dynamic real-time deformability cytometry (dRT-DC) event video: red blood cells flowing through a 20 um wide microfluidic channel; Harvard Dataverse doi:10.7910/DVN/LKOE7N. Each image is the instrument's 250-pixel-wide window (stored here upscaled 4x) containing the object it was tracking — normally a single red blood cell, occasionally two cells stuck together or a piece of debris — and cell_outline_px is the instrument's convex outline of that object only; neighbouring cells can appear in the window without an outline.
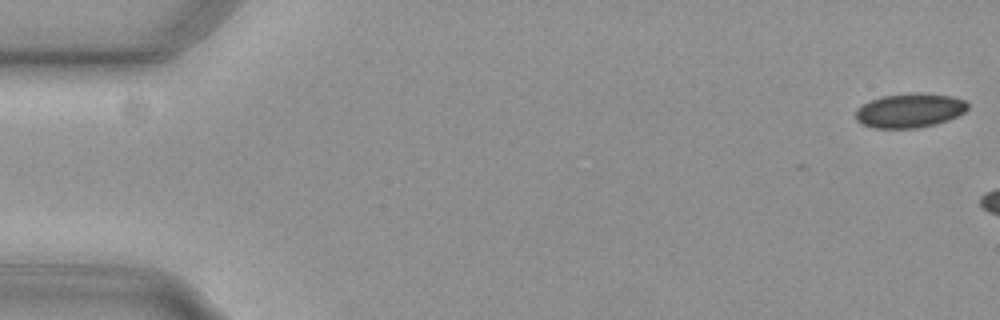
{"species": "common noctule bat (a hibernating species)", "species_latin": "Nyctalus noctula", "temperature_condition": "cold", "stored_images_in_passage": 7, "camera_frame_rate_fps": 3000, "um_per_image_px": 0.085, "animal": {"sex": "female", "body_mass_g": 29.2, "forearm_length_mm": 56.3}, "frame": {"image": 1, "passage_image": 1, "time_ms": 0.0, "image_size_px": [1000, 320], "cell_outline_px": [[968, 108], [964, 112], [948, 120], [936, 124], [916, 128], [876, 128], [860, 124], [856, 120], [856, 108], [872, 100], [884, 96], [952, 96], [964, 100], [968, 104]], "centroid_in_image_um": [77.29, 9.46], "position_along_channel_um": 7.7, "area_um2": 21.33}}